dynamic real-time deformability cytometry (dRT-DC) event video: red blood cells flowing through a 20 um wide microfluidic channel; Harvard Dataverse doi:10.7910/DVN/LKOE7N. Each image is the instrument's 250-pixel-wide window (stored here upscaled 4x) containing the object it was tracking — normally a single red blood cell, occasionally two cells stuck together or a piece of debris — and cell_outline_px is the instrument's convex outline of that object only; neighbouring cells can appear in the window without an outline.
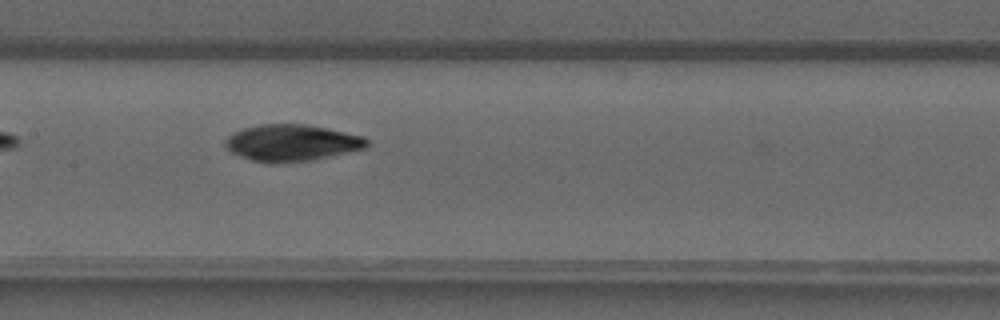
{"species": "common noctule bat (a hibernating species)", "species_latin": "Nyctalus noctula", "temperature_condition": "warm", "stored_images_in_passage": 6, "camera_frame_rate_fps": 3000, "um_per_image_px": 0.085, "animal": {"sex": "male", "forearm_length_mm": 52.5}, "frame": {"image": 1, "passage_image": 4, "time_ms": 3.667, "image_size_px": [1000, 320], "cell_outline_px": [[368, 148], [308, 160], [252, 160], [240, 156], [232, 152], [224, 144], [224, 140], [228, 136], [244, 128], [260, 124], [308, 124], [364, 136], [368, 140]], "centroid_in_image_um": [24.84, 12.09], "position_along_channel_um": 182.6, "area_um2": 29.25}}
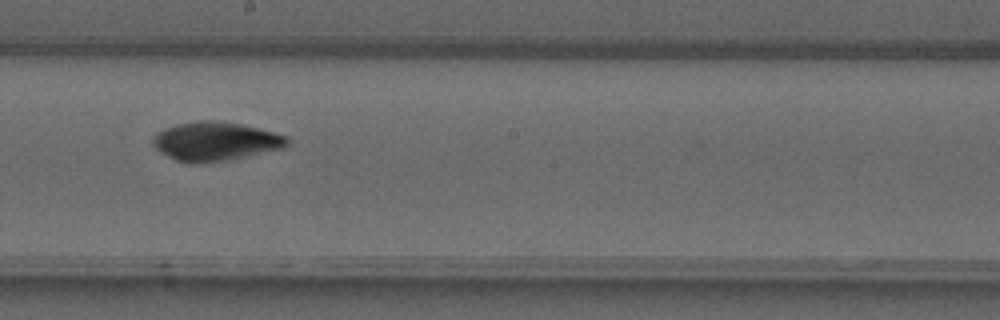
{"frame": {"image": 2, "passage_image": 5, "time_ms": 4.667, "image_size_px": [1000, 320], "cell_outline_px": [[288, 144], [284, 148], [228, 160], [192, 164], [176, 160], [160, 152], [152, 144], [152, 140], [156, 132], [164, 128], [176, 124], [200, 120], [216, 120], [240, 124], [288, 136]], "centroid_in_image_um": [18.27, 12.01], "position_along_channel_um": 229.9, "area_um2": 30.35}}
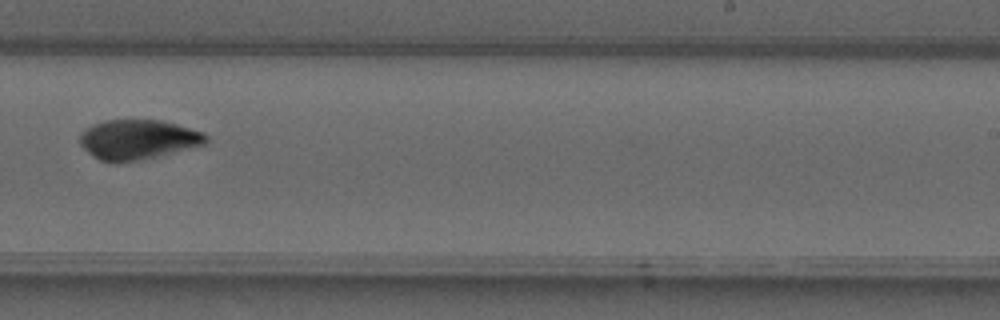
{"frame": {"image": 3, "passage_image": 6, "time_ms": 5.667, "image_size_px": [1000, 320], "cell_outline_px": [[208, 140], [204, 144], [140, 160], [116, 164], [100, 160], [92, 156], [80, 144], [80, 132], [92, 124], [104, 120], [164, 120], [204, 132], [208, 136]], "centroid_in_image_um": [11.69, 11.86], "position_along_channel_um": 277.3, "area_um2": 29.36}}